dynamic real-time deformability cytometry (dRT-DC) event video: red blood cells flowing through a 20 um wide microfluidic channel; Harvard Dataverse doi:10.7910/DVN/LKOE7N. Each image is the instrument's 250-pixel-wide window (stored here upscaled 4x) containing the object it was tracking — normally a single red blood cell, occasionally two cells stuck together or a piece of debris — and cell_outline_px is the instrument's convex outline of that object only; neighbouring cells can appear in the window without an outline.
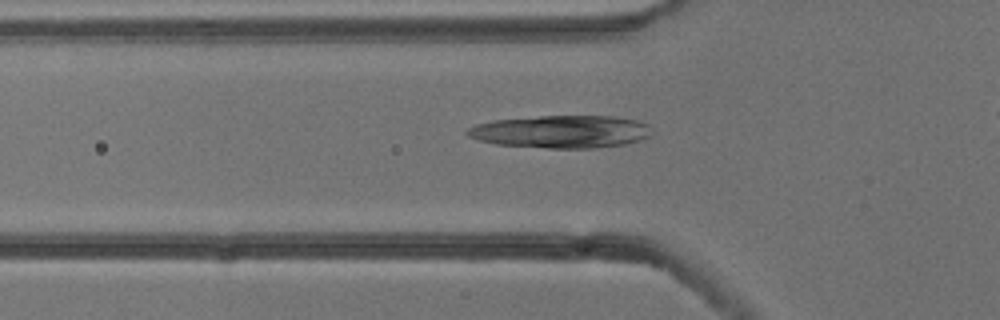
{"species": "common noctule bat (a hibernating species)", "species_latin": "Nyctalus noctula", "temperature_condition": "cold", "stored_images_in_passage": 5, "camera_frame_rate_fps": 3000, "um_per_image_px": 0.085, "animal": {"sex": "male", "body_mass_g": 13.3}, "frame": {"image": 1, "passage_image": 4, "time_ms": 1.0, "image_size_px": [1000, 320], "cell_outline_px": [[648, 136], [640, 140], [624, 144], [596, 148], [548, 148], [496, 144], [480, 140], [468, 136], [464, 132], [468, 128], [476, 124], [492, 120], [540, 116], [616, 116], [636, 120], [648, 124]], "centroid_in_image_um": [47.65, 11.19], "position_along_channel_um": 78.1, "area_um2": 34.97}}